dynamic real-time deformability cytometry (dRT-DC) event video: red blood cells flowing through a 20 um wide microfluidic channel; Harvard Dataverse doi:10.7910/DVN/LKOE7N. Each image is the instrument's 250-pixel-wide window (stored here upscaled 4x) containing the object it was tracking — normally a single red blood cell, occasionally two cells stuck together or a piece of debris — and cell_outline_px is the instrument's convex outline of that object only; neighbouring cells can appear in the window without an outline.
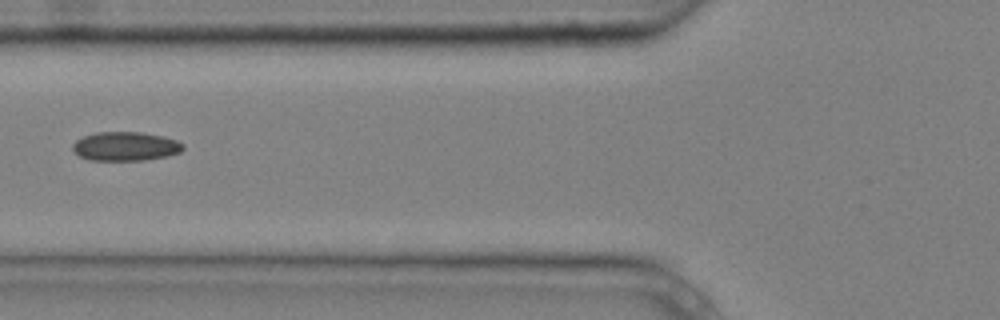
{"species": "common noctule bat (a hibernating species)", "species_latin": "Nyctalus noctula", "temperature_condition": "cold", "stored_images_in_passage": 7, "camera_frame_rate_fps": 3000, "um_per_image_px": 0.085, "animal": {"sex": "male", "body_mass_g": 20.4}, "frame": {"image": 1, "passage_image": 4, "time_ms": 1.0, "image_size_px": [1000, 320], "cell_outline_px": [[184, 148], [180, 152], [164, 156], [144, 160], [88, 160], [80, 156], [72, 148], [72, 144], [76, 140], [84, 136], [96, 132], [140, 132], [164, 136], [176, 140], [184, 144]], "centroid_in_image_um": [10.66, 12.43], "position_along_channel_um": 115.1, "area_um2": 18.55}}
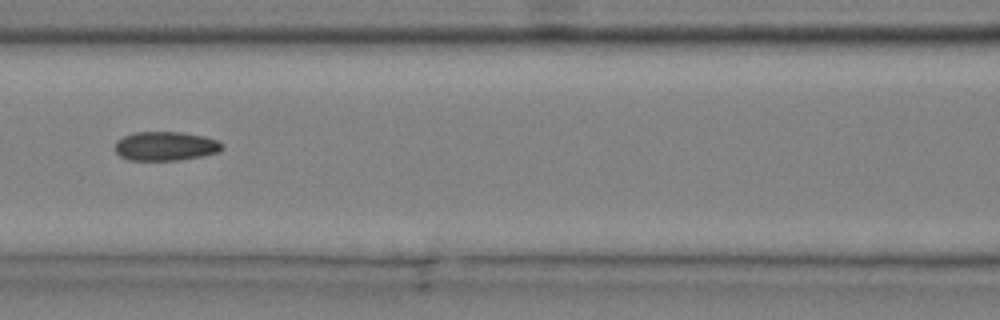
{"frame": {"image": 2, "passage_image": 5, "time_ms": 1.333, "image_size_px": [1000, 320], "cell_outline_px": [[224, 148], [220, 152], [204, 156], [176, 160], [128, 160], [120, 156], [116, 152], [116, 140], [124, 136], [136, 132], [184, 132], [204, 136], [216, 140], [224, 144]], "centroid_in_image_um": [14.11, 12.42], "position_along_channel_um": 152.5, "area_um2": 18.26}}